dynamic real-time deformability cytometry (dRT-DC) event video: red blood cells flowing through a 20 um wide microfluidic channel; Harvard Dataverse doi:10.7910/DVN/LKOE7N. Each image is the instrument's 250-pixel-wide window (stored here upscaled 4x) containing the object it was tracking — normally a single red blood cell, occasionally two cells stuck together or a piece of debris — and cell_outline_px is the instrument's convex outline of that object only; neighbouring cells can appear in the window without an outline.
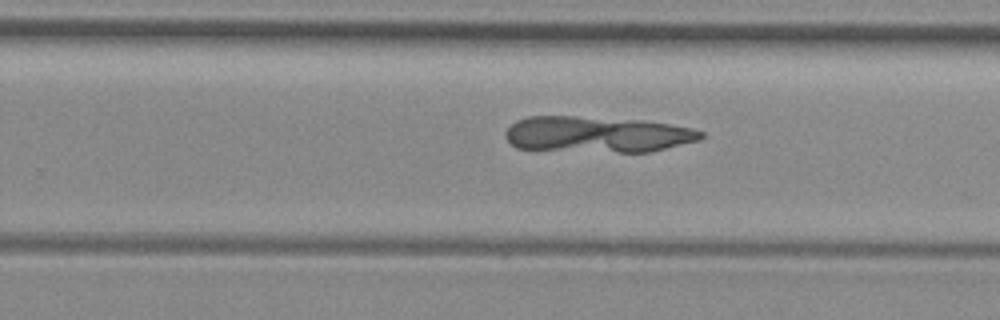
{"species": "common noctule bat (a hibernating species)", "species_latin": "Nyctalus noctula", "temperature_condition": "room temperature", "stored_images_in_passage": 31, "camera_frame_rate_fps": 3000, "um_per_image_px": 0.085, "animal": {"sex": "female", "body_mass_g": 29.2, "forearm_length_mm": 56.3}, "frame": {"image": 1, "passage_image": 20, "time_ms": 6.333, "image_size_px": [1000, 320], "cell_outline_px": [[704, 136], [700, 140], [648, 152], [616, 152], [516, 148], [504, 136], [504, 132], [516, 120], [528, 116], [572, 116], [640, 120], [668, 124], [692, 128], [704, 132]], "centroid_in_image_um": [50.75, 11.42], "position_along_channel_um": 279.0, "area_um2": 40.86}}
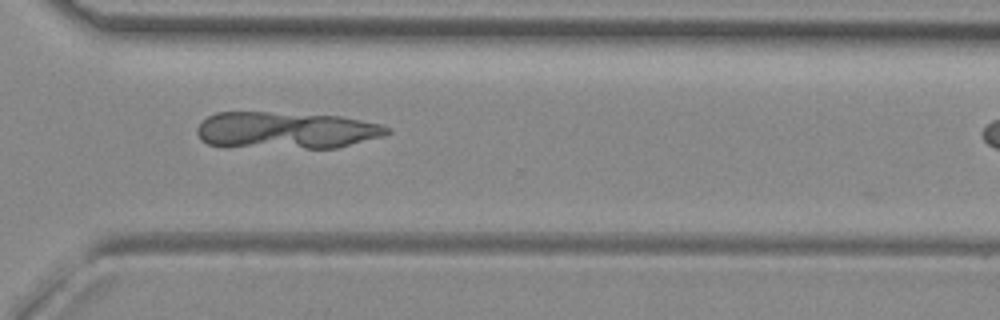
{"frame": {"image": 2, "passage_image": 25, "time_ms": 8.0, "image_size_px": [1000, 320], "cell_outline_px": [[392, 132], [384, 136], [336, 148], [304, 148], [208, 144], [200, 140], [196, 132], [196, 128], [208, 116], [216, 112], [268, 112], [340, 116], [380, 124], [392, 128]], "centroid_in_image_um": [24.37, 11.06], "position_along_channel_um": 346.2, "area_um2": 40.46}}